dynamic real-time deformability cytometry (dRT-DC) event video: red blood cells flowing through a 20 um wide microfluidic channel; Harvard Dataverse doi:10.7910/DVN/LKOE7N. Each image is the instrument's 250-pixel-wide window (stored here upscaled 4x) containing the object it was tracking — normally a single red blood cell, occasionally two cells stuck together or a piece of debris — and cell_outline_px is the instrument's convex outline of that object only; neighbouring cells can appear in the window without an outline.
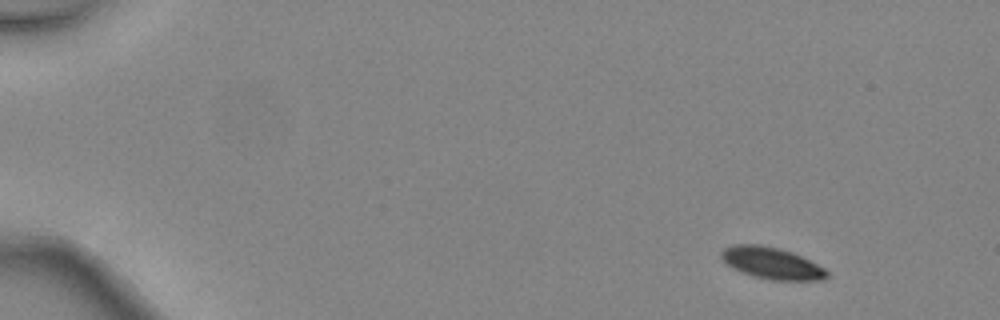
{"species": "common noctule bat (a hibernating species)", "species_latin": "Nyctalus noctula", "temperature_condition": "warm", "stored_images_in_passage": 4, "camera_frame_rate_fps": 3000, "um_per_image_px": 0.085, "animal": {"sex": "female", "body_mass_g": 24.6, "forearm_length_mm": 56.2}, "frame": {"image": 1, "passage_image": 1, "time_ms": 0.0, "image_size_px": [1000, 320], "cell_outline_px": [[828, 276], [824, 280], [772, 280], [756, 276], [732, 268], [720, 256], [720, 252], [724, 248], [732, 244], [760, 244], [792, 252], [824, 268], [828, 272]], "centroid_in_image_um": [65.58, 22.36], "position_along_channel_um": 19.4, "area_um2": 19.19}}
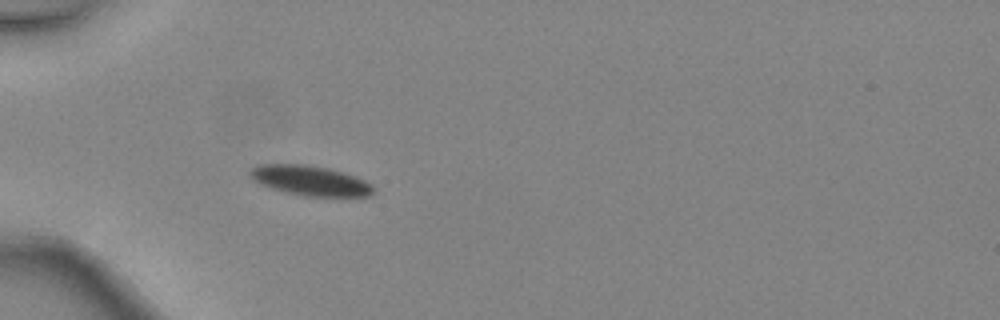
{"frame": {"image": 2, "passage_image": 4, "time_ms": 1.0, "image_size_px": [1000, 320], "cell_outline_px": [[372, 196], [304, 196], [272, 188], [260, 184], [252, 180], [248, 176], [248, 172], [256, 164], [304, 164], [328, 168], [344, 172], [356, 176], [372, 184]], "centroid_in_image_um": [26.33, 15.33], "position_along_channel_um": 58.7, "area_um2": 21.56}}